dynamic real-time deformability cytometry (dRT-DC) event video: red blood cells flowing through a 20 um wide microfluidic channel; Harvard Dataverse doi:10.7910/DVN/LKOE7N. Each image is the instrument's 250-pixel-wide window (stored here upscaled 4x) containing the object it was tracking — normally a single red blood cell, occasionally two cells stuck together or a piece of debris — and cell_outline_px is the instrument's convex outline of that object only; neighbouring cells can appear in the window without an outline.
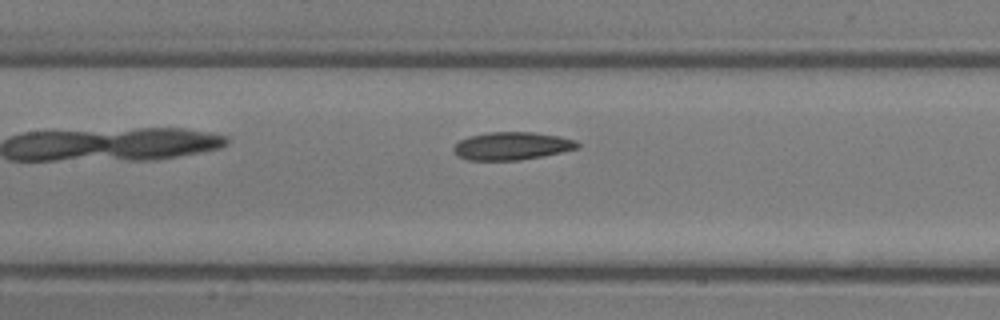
{"species": "common noctule bat (a hibernating species)", "species_latin": "Nyctalus noctula", "temperature_condition": "room temperature", "stored_images_in_passage": 18, "camera_frame_rate_fps": 3000, "um_per_image_px": 0.085, "animal": {"sex": "male", "body_mass_g": 13.3}, "frame": {"image": 1, "passage_image": 6, "time_ms": 1.667, "image_size_px": [1000, 320], "cell_outline_px": [[580, 148], [520, 160], [468, 160], [456, 156], [452, 148], [460, 140], [468, 136], [488, 132], [532, 132], [556, 136], [576, 140], [580, 144]], "centroid_in_image_um": [43.47, 12.4], "position_along_channel_um": 163.9, "area_um2": 20.06}}
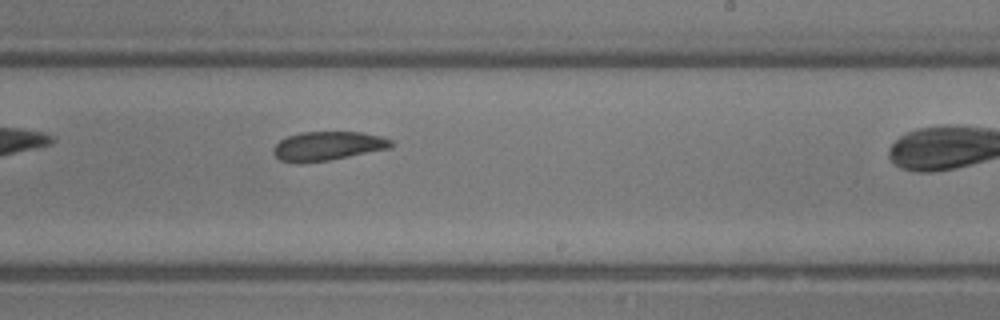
{"frame": {"image": 2, "passage_image": 11, "time_ms": 3.333, "image_size_px": [1000, 320], "cell_outline_px": [[392, 148], [328, 160], [300, 164], [280, 160], [272, 152], [272, 148], [280, 140], [288, 136], [300, 132], [360, 132], [380, 136], [392, 140]], "centroid_in_image_um": [27.83, 12.41], "position_along_channel_um": 261.2, "area_um2": 19.94}}
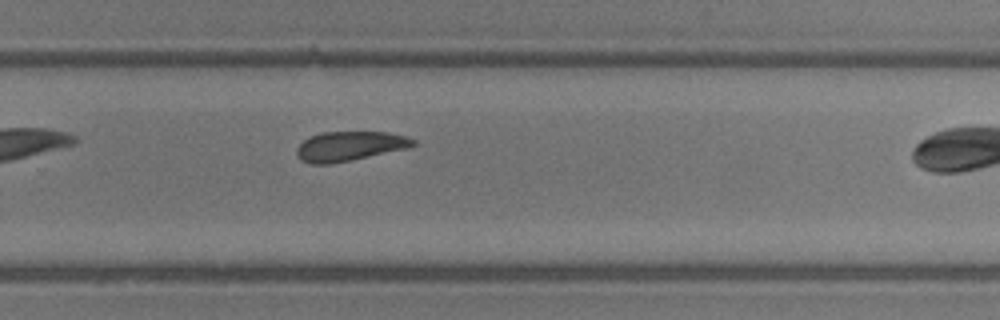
{"frame": {"image": 3, "passage_image": 13, "time_ms": 4.0, "image_size_px": [1000, 320], "cell_outline_px": [[416, 144], [408, 148], [352, 160], [328, 164], [312, 164], [300, 160], [296, 152], [296, 148], [304, 140], [312, 136], [324, 132], [388, 132], [404, 136], [416, 140]], "centroid_in_image_um": [29.72, 12.43], "position_along_channel_um": 300.1, "area_um2": 19.94}}